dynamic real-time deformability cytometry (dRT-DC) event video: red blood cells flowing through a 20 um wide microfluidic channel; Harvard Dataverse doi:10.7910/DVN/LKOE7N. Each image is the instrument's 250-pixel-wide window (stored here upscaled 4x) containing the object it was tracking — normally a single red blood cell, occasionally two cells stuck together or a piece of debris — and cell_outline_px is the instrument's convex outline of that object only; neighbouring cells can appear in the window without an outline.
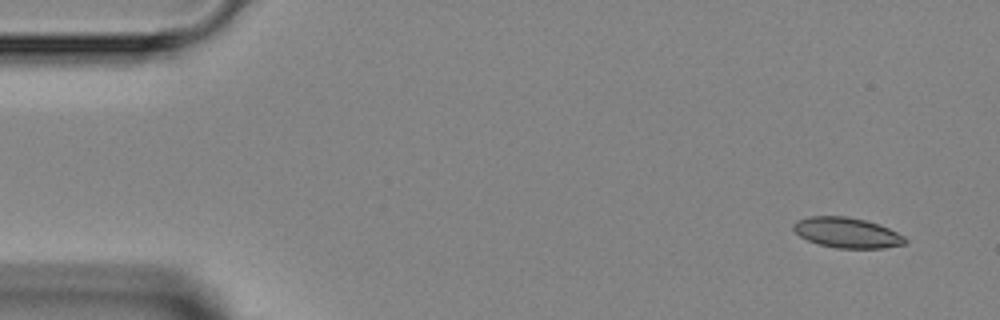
{"species": "Egyptian fruit bat (a non-hibernating species)", "species_latin": "Rousettus aegyptiacus", "temperature_condition": "room temperature", "stored_images_in_passage": 5, "camera_frame_rate_fps": 3000, "um_per_image_px": 0.085, "animal": {"sex": "female"}, "frame": {"image": 1, "passage_image": 1, "time_ms": 0.0, "image_size_px": [1000, 320], "cell_outline_px": [[908, 240], [904, 244], [884, 248], [836, 248], [820, 244], [808, 240], [800, 236], [792, 228], [792, 224], [796, 220], [808, 216], [844, 216], [864, 220], [888, 228], [904, 236]], "centroid_in_image_um": [71.96, 19.78], "position_along_channel_um": 13.0, "area_um2": 19.59}}
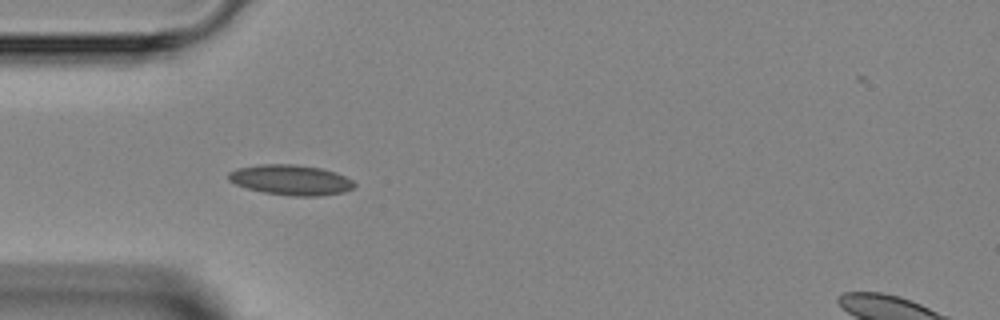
{"frame": {"image": 2, "passage_image": 4, "time_ms": 3.667, "image_size_px": [1000, 320], "cell_outline_px": [[356, 184], [352, 188], [344, 192], [320, 196], [292, 196], [264, 192], [248, 188], [236, 184], [228, 180], [228, 172], [236, 168], [260, 164], [292, 164], [320, 168], [336, 172], [352, 180]], "centroid_in_image_um": [24.71, 15.29], "position_along_channel_um": 60.3, "area_um2": 22.14}}
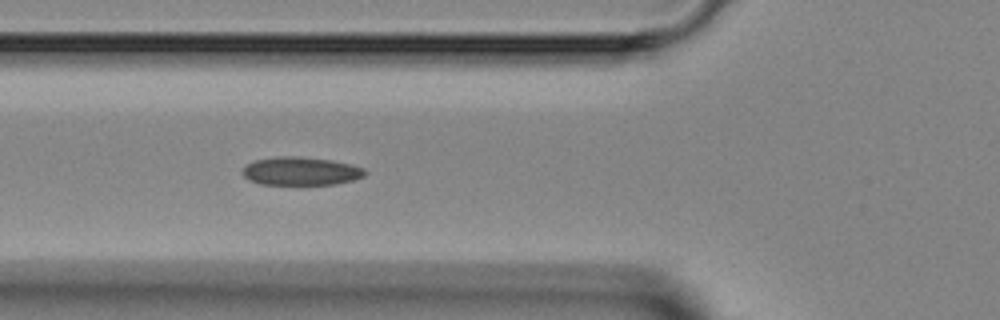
{"frame": {"image": 3, "passage_image": 5, "time_ms": 4.667, "image_size_px": [1000, 320], "cell_outline_px": [[368, 172], [364, 176], [352, 180], [336, 184], [260, 184], [248, 180], [240, 172], [248, 164], [256, 160], [280, 156], [300, 156], [332, 160], [352, 164], [364, 168]], "centroid_in_image_um": [25.59, 14.54], "position_along_channel_um": 100.2, "area_um2": 20.23}}